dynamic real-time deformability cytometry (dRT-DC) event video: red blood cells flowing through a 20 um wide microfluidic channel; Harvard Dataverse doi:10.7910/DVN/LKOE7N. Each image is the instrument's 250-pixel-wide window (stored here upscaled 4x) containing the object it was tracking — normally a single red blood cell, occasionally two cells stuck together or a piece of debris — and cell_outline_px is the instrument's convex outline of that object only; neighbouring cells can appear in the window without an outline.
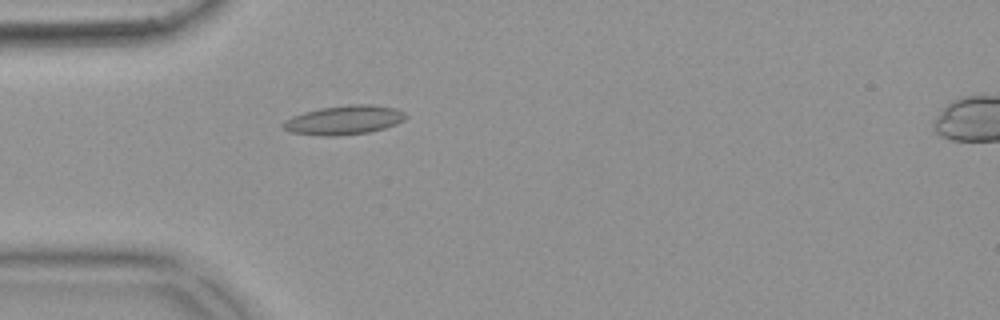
{"species": "common noctule bat (a hibernating species)", "species_latin": "Nyctalus noctula", "temperature_condition": "warm", "stored_images_in_passage": 55, "camera_frame_rate_fps": 3000, "um_per_image_px": 0.085, "animal": {"sex": "female", "body_mass_g": 18.4}, "frame": {"image": 1, "passage_image": 16, "time_ms": 5.0, "image_size_px": [1000, 320], "cell_outline_px": [[408, 116], [404, 120], [396, 124], [384, 128], [368, 132], [336, 136], [320, 136], [292, 132], [284, 128], [280, 124], [284, 120], [292, 116], [304, 112], [320, 108], [348, 104], [372, 104], [396, 108], [404, 112]], "centroid_in_image_um": [29.25, 10.19], "position_along_channel_um": 55.8, "area_um2": 20.92}}
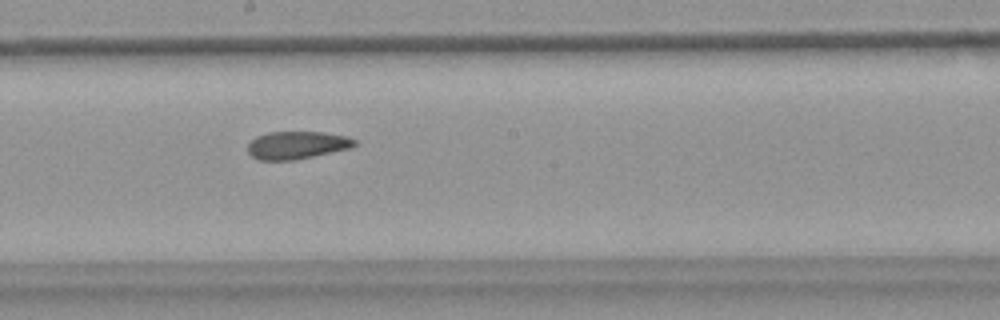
{"frame": {"image": 2, "passage_image": 30, "time_ms": 9.667, "image_size_px": [1000, 320], "cell_outline_px": [[356, 144], [352, 148], [292, 160], [260, 160], [252, 156], [248, 152], [248, 144], [256, 136], [268, 132], [324, 132], [348, 136], [356, 140]], "centroid_in_image_um": [25.25, 12.32], "position_along_channel_um": 222.9, "area_um2": 17.22}}
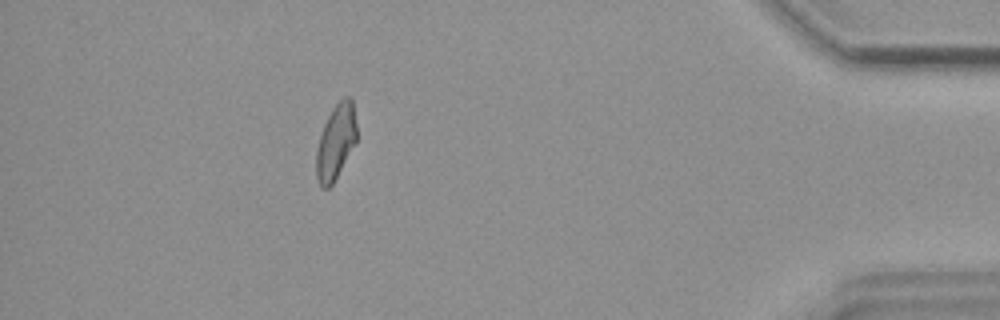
{"frame": {"image": 3, "passage_image": 49, "time_ms": 16.0, "image_size_px": [1000, 320], "cell_outline_px": [[356, 144], [332, 184], [328, 188], [324, 188], [320, 184], [316, 176], [316, 148], [324, 124], [332, 108], [344, 96], [352, 96], [356, 124]], "centroid_in_image_um": [28.55, 12.03], "position_along_channel_um": 406.6, "area_um2": 17.69}, "authors_computed_cell_mechanics": {"area_um2": 18.2648, "velocity_mm_per_s": 3.7072, "shape_relaxation_time_tau1_ms": null, "shape_relaxation_time_tau2_ms": 4.7194, "deformation_change_tau1": null, "deformation_change_tau2": 0.1273}}